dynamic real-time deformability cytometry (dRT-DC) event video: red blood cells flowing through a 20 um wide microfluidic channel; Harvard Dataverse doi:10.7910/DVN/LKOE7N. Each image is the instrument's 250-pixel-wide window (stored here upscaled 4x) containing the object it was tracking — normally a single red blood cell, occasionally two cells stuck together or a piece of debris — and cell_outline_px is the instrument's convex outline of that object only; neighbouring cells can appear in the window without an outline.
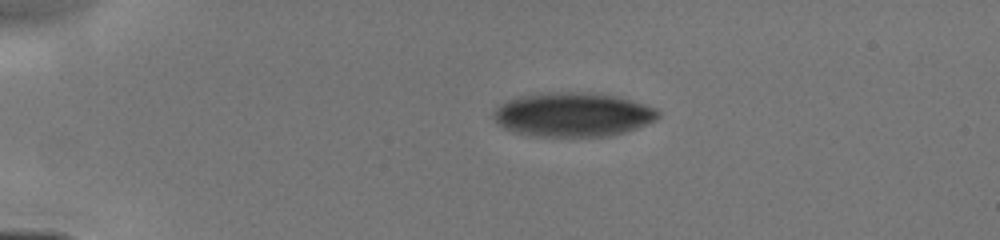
{"species": "human", "species_latin": "Homo sapiens", "temperature_condition": "cold", "stored_images_in_passage": 17, "camera_frame_rate_fps": 3000, "um_per_image_px": 0.085, "donor": {"sex": "male"}, "frame": {"image": 1, "passage_image": 1, "time_ms": 0.0, "image_size_px": [1000, 240], "cell_outline_px": [[660, 116], [656, 120], [636, 128], [624, 132], [608, 136], [532, 136], [512, 132], [504, 128], [492, 116], [492, 112], [504, 100], [520, 96], [552, 92], [592, 92], [612, 96], [644, 104], [656, 108], [660, 112]], "centroid_in_image_um": [48.66, 9.74], "position_along_channel_um": 36.3, "area_um2": 42.31}}
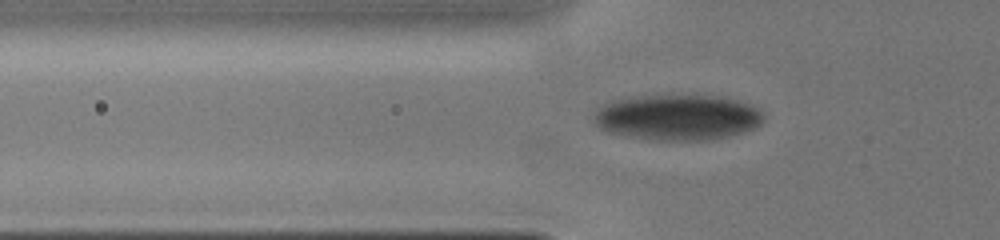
{"frame": {"image": 2, "passage_image": 11, "time_ms": 2.0, "image_size_px": [1000, 240], "cell_outline_px": [[764, 120], [756, 128], [744, 132], [728, 136], [708, 140], [648, 140], [624, 136], [608, 132], [600, 128], [592, 120], [592, 116], [596, 108], [612, 100], [644, 96], [720, 96], [752, 104], [764, 116]], "centroid_in_image_um": [57.56, 9.99], "position_along_channel_um": 68.2, "area_um2": 45.37}}